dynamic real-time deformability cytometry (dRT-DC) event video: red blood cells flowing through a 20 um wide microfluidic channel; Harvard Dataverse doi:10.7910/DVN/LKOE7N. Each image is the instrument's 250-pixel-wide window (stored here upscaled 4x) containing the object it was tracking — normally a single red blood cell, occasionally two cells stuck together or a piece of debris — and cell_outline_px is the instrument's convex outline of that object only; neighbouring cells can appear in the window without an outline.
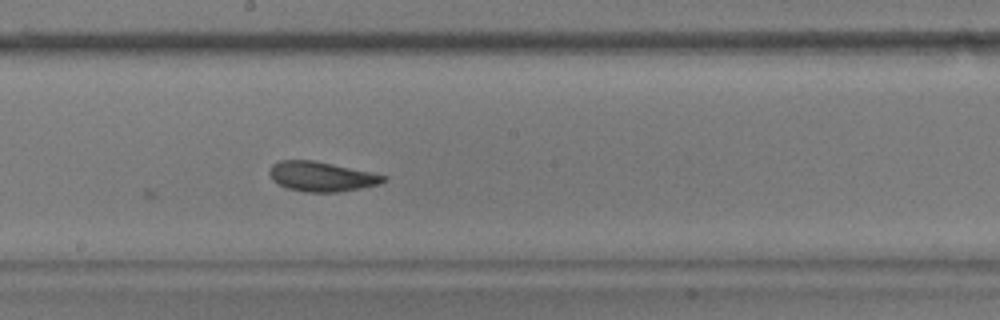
{"species": "common noctule bat (a hibernating species)", "species_latin": "Nyctalus noctula", "temperature_condition": "warm", "stored_images_in_passage": 6, "camera_frame_rate_fps": 3000, "um_per_image_px": 0.085, "animal": {"sex": "male", "body_mass_g": 17.9}, "frame": {"image": 1, "passage_image": 6, "time_ms": 1.667, "image_size_px": [1000, 320], "cell_outline_px": [[388, 176], [380, 184], [340, 192], [304, 192], [288, 188], [272, 180], [268, 172], [272, 164], [280, 160], [312, 160], [332, 164]], "centroid_in_image_um": [27.29, 15.01], "position_along_channel_um": 220.9, "area_um2": 19.59}}